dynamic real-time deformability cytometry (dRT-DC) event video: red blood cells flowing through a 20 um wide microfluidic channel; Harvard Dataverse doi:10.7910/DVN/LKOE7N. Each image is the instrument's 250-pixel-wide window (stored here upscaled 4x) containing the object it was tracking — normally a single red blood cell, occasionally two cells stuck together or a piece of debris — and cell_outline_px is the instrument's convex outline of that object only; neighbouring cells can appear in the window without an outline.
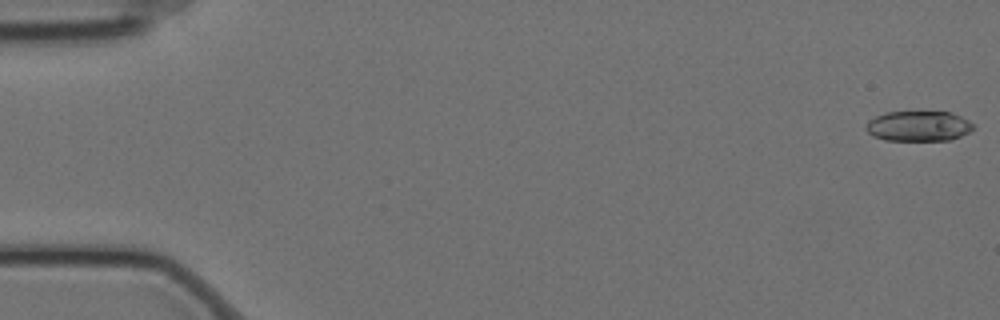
{"species": "Egyptian fruit bat (a non-hibernating species)", "species_latin": "Rousettus aegyptiacus", "temperature_condition": "cold", "stored_images_in_passage": 59, "camera_frame_rate_fps": 3000, "um_per_image_px": 0.085, "animal": {"sex": "female"}, "frame": {"image": 1, "passage_image": 1, "time_ms": 0.0, "image_size_px": [1000, 320], "cell_outline_px": [[976, 128], [952, 140], [884, 140], [872, 136], [864, 128], [864, 124], [868, 120], [884, 112], [952, 112], [976, 124]], "centroid_in_image_um": [78.06, 10.72], "position_along_channel_um": 6.9, "area_um2": 19.19}}
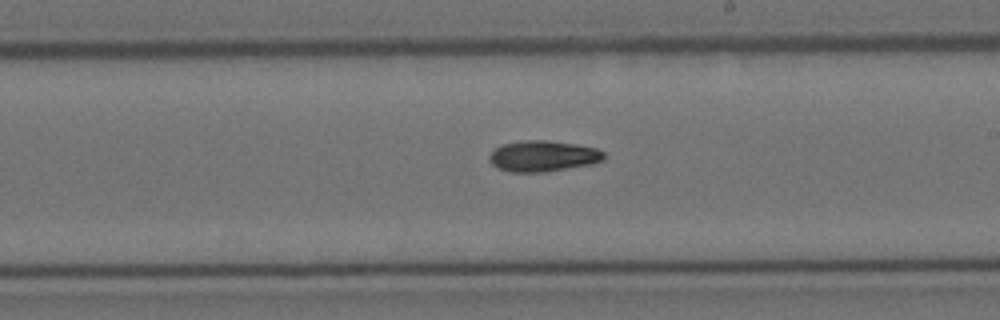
{"frame": {"image": 2, "passage_image": 34, "time_ms": 11.0, "image_size_px": [1000, 320], "cell_outline_px": [[604, 160], [592, 164], [544, 172], [508, 172], [496, 168], [488, 160], [488, 156], [496, 148], [504, 144], [524, 140], [544, 140], [572, 144], [596, 148], [604, 152]], "centroid_in_image_um": [46.13, 13.28], "position_along_channel_um": 242.9, "area_um2": 20.58}}
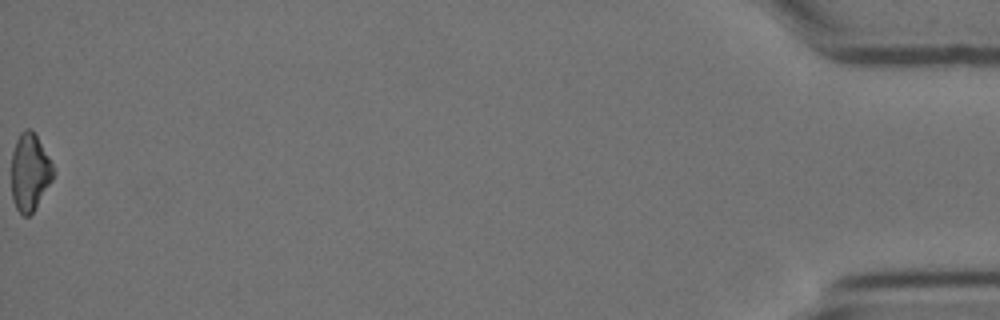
{"frame": {"image": 3, "passage_image": 59, "time_ms": 19.333, "image_size_px": [1000, 320], "cell_outline_px": [[56, 172], [52, 180], [32, 212], [28, 216], [24, 216], [16, 208], [12, 196], [12, 152], [16, 140], [20, 132], [24, 128], [32, 128], [48, 156]], "centroid_in_image_um": [2.53, 14.59], "position_along_channel_um": 432.7, "area_um2": 18.73}}